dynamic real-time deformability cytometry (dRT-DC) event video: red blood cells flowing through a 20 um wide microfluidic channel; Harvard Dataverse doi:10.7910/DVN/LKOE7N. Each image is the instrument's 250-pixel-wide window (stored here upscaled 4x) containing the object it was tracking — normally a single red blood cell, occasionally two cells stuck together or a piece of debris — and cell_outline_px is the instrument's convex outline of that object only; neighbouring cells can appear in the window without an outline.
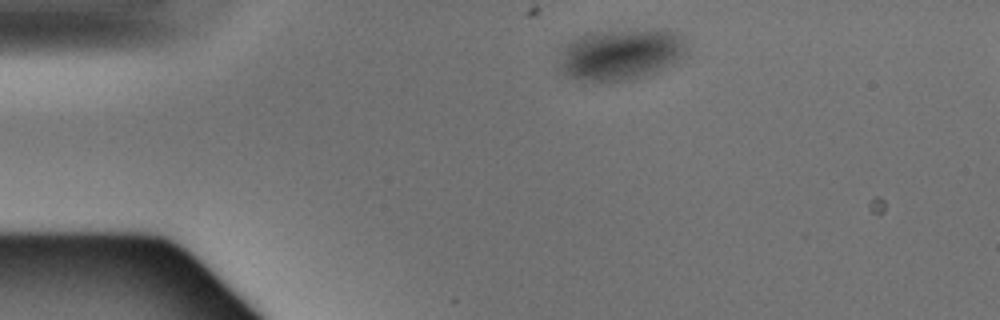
{"species": "Egyptian fruit bat (a non-hibernating species)", "species_latin": "Rousettus aegyptiacus", "temperature_condition": "warm", "stored_images_in_passage": 3, "segment_of_instrument_passage": [1, 2], "camera_frame_rate_fps": 3000, "um_per_image_px": 0.085, "animal": {"sex": "male"}, "frame": {"image": 1, "passage_image": 1, "time_ms": 0.0, "image_size_px": [1000, 320], "cell_outline_px": [[684, 52], [672, 64], [656, 72], [632, 80], [612, 84], [584, 84], [560, 72], [560, 64], [564, 48], [572, 40], [580, 36], [600, 32], [672, 32], [680, 40], [684, 48]], "centroid_in_image_um": [52.61, 4.77], "position_along_channel_um": 32.4, "area_um2": 37.17}}